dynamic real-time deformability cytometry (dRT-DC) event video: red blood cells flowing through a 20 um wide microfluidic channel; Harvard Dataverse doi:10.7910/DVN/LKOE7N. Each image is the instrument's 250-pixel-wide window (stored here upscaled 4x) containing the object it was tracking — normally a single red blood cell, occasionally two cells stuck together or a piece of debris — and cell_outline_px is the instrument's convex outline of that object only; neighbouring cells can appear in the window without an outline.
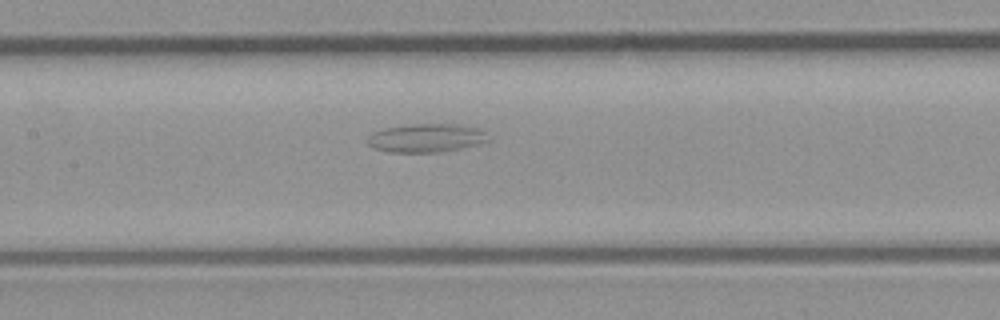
{"species": "common noctule bat (a hibernating species)", "species_latin": "Nyctalus noctula", "temperature_condition": "room temperature", "stored_images_in_passage": 35, "camera_frame_rate_fps": 3000, "um_per_image_px": 0.085, "animal": {"sex": "male", "body_mass_g": 23.1, "forearm_length_mm": 52.7}, "frame": {"image": 1, "passage_image": 8, "time_ms": 2.333, "image_size_px": [1000, 320], "cell_outline_px": [[492, 140], [480, 144], [460, 148], [436, 152], [392, 152], [372, 148], [368, 144], [368, 136], [372, 132], [384, 128], [412, 124], [464, 124], [480, 128]], "centroid_in_image_um": [36.27, 11.72], "position_along_channel_um": 171.1, "area_um2": 20.23}}
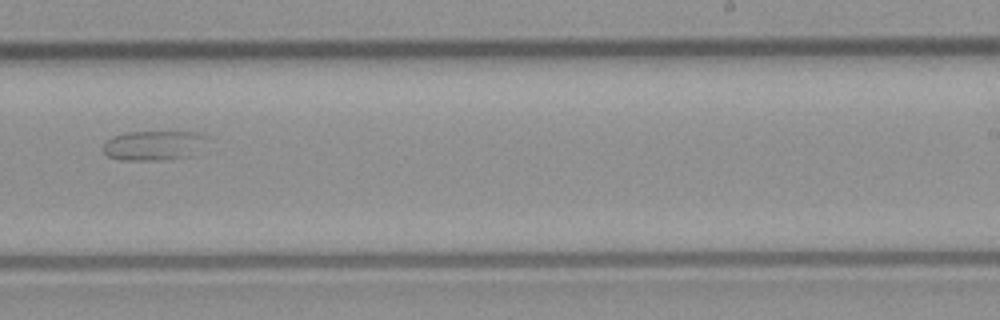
{"frame": {"image": 2, "passage_image": 16, "time_ms": 5.0, "image_size_px": [1000, 320], "cell_outline_px": [[208, 136], [192, 156], [168, 160], [120, 160], [108, 156], [104, 152], [104, 144], [112, 136], [128, 132], [200, 132]], "centroid_in_image_um": [13.06, 12.37], "position_along_channel_um": 275.9, "area_um2": 17.92}}
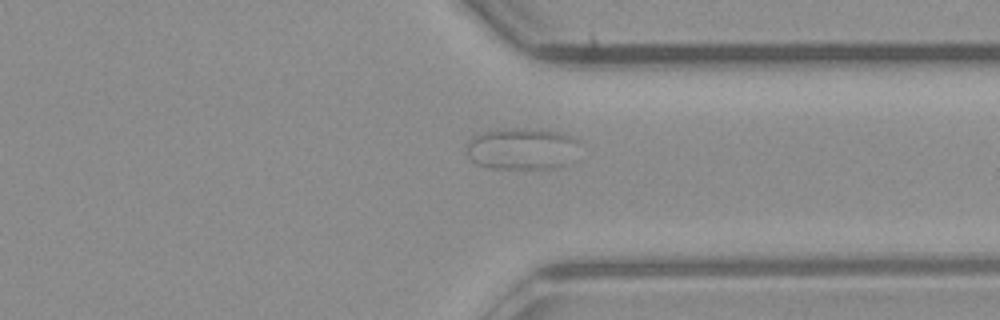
{"frame": {"image": 3, "passage_image": 23, "time_ms": 7.333, "image_size_px": [1000, 320], "cell_outline_px": [[576, 140], [564, 164], [556, 168], [488, 168], [476, 164], [468, 156], [468, 144], [472, 136], [480, 132], [496, 128], [524, 128], [560, 132]], "centroid_in_image_um": [44.19, 12.62], "position_along_channel_um": 367.2, "area_um2": 26.7}}